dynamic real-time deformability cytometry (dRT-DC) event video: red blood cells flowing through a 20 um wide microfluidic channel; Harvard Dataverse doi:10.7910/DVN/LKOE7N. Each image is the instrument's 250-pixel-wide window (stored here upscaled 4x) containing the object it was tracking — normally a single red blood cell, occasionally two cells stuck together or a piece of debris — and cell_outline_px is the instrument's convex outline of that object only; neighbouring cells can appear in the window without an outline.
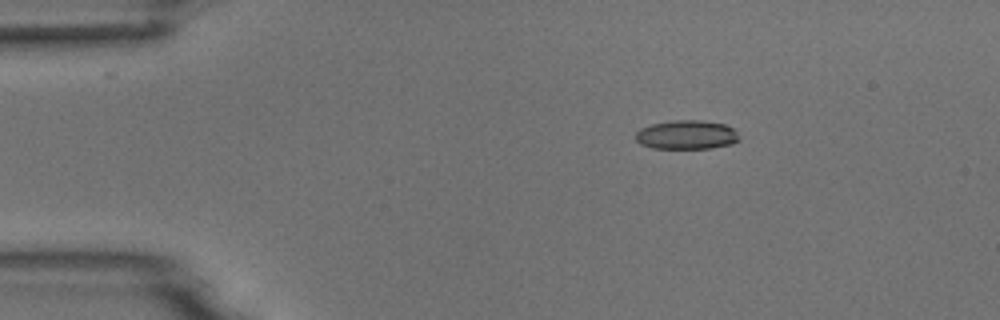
{"species": "common noctule bat (a hibernating species)", "species_latin": "Nyctalus noctula", "temperature_condition": "room temperature", "stored_images_in_passage": 5, "camera_frame_rate_fps": 3000, "um_per_image_px": 0.085, "animal": {"sex": "male", "body_mass_g": 18.8}, "frame": {"image": 1, "passage_image": 3, "time_ms": 2.333, "image_size_px": [1000, 320], "cell_outline_px": [[740, 140], [732, 144], [712, 148], [652, 148], [640, 144], [636, 140], [636, 132], [640, 128], [652, 124], [676, 120], [700, 120], [724, 124], [732, 128], [736, 132]], "centroid_in_image_um": [58.36, 11.46], "position_along_channel_um": 26.6, "area_um2": 17.46}}
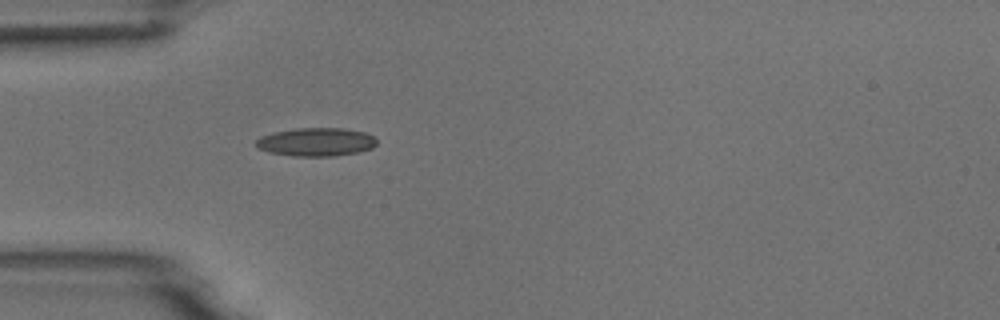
{"frame": {"image": 2, "passage_image": 5, "time_ms": 4.667, "image_size_px": [1000, 320], "cell_outline_px": [[376, 144], [372, 148], [360, 152], [336, 156], [292, 156], [268, 152], [256, 148], [256, 140], [260, 136], [276, 132], [296, 128], [344, 128], [364, 132], [372, 136], [376, 140]], "centroid_in_image_um": [26.86, 12.07], "position_along_channel_um": 58.1, "area_um2": 20.06}}